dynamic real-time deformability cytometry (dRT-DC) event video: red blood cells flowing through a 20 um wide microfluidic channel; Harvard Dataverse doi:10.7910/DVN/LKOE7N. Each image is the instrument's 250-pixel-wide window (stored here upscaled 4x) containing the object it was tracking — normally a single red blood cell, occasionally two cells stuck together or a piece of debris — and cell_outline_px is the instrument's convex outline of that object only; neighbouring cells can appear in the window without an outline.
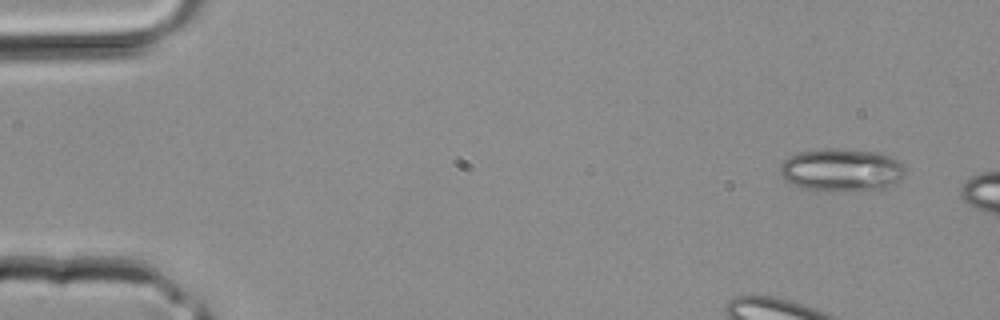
{"species": "common noctule bat (a hibernating species)", "species_latin": "Nyctalus noctula", "temperature_condition": "room temperature", "stored_images_in_passage": 4, "camera_frame_rate_fps": 3000, "um_per_image_px": 0.085, "animal": {"sex": "male", "body_mass_g": 20.4}, "frame": {"image": 1, "passage_image": 1, "time_ms": 0.0, "image_size_px": [1000, 320], "cell_outline_px": [[904, 172], [900, 180], [888, 188], [804, 188], [784, 180], [780, 172], [780, 164], [788, 156], [796, 152], [824, 148], [840, 148], [880, 152], [904, 164]], "centroid_in_image_um": [71.51, 14.37], "position_along_channel_um": 13.5, "area_um2": 30.46}}